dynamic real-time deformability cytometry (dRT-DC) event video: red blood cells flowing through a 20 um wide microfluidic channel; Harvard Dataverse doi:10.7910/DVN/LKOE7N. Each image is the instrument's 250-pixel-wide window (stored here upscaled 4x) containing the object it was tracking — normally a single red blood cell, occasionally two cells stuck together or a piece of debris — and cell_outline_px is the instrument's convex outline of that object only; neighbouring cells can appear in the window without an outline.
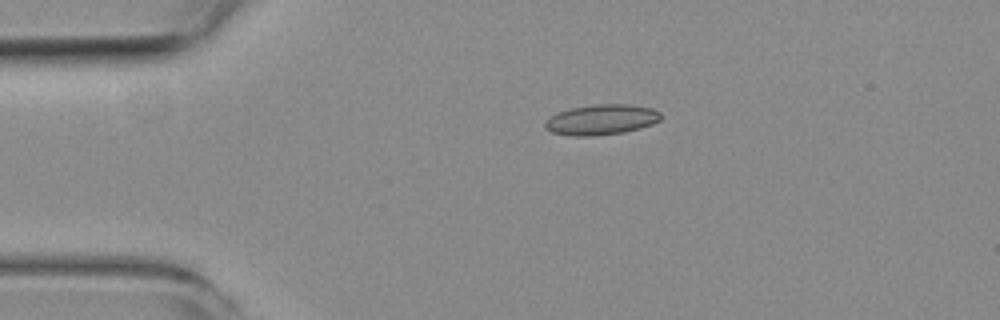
{"species": "common noctule bat (a hibernating species)", "species_latin": "Nyctalus noctula", "temperature_condition": "room temperature", "stored_images_in_passage": 3, "camera_frame_rate_fps": 3000, "um_per_image_px": 0.085, "animal": {"sex": "female", "body_mass_g": 19.3, "forearm_length_mm": 54.1}, "frame": {"image": 1, "passage_image": 2, "time_ms": 1.0, "image_size_px": [1000, 320], "cell_outline_px": [[660, 120], [652, 124], [640, 128], [624, 132], [596, 136], [572, 136], [552, 132], [544, 128], [544, 124], [556, 112], [572, 108], [592, 104], [628, 104], [652, 108], [660, 112]], "centroid_in_image_um": [51.12, 10.17], "position_along_channel_um": 33.9, "area_um2": 20.52}}